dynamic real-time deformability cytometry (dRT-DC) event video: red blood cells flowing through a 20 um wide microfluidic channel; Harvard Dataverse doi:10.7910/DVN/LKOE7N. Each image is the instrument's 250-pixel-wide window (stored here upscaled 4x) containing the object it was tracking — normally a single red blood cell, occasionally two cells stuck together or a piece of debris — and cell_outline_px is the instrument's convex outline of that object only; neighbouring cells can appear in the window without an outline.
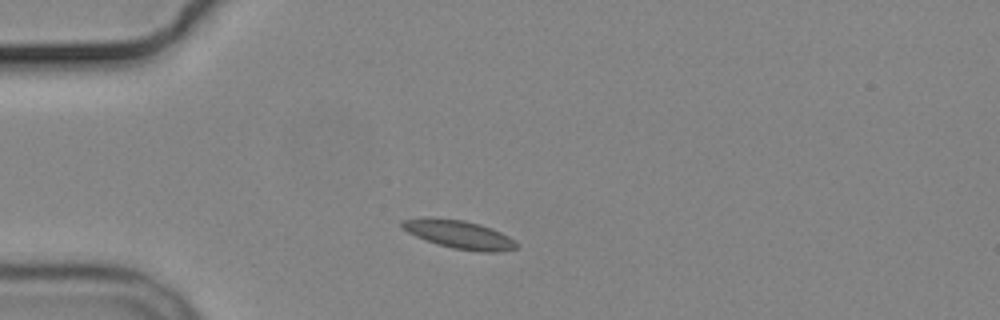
{"species": "common noctule bat (a hibernating species)", "species_latin": "Nyctalus noctula", "temperature_condition": "cold", "stored_images_in_passage": 3, "camera_frame_rate_fps": 3000, "um_per_image_px": 0.085, "animal": {"sex": "male", "body_mass_g": 19.2, "forearm_length_mm": 51.8}, "frame": {"image": 1, "passage_image": 2, "time_ms": 1.0, "image_size_px": [1000, 320], "cell_outline_px": [[516, 248], [496, 252], [484, 252], [452, 248], [416, 236], [408, 232], [400, 224], [400, 220], [432, 216], [464, 220], [480, 224], [492, 228], [508, 236], [516, 244]], "centroid_in_image_um": [38.99, 19.89], "position_along_channel_um": 46.0, "area_um2": 18.67}}